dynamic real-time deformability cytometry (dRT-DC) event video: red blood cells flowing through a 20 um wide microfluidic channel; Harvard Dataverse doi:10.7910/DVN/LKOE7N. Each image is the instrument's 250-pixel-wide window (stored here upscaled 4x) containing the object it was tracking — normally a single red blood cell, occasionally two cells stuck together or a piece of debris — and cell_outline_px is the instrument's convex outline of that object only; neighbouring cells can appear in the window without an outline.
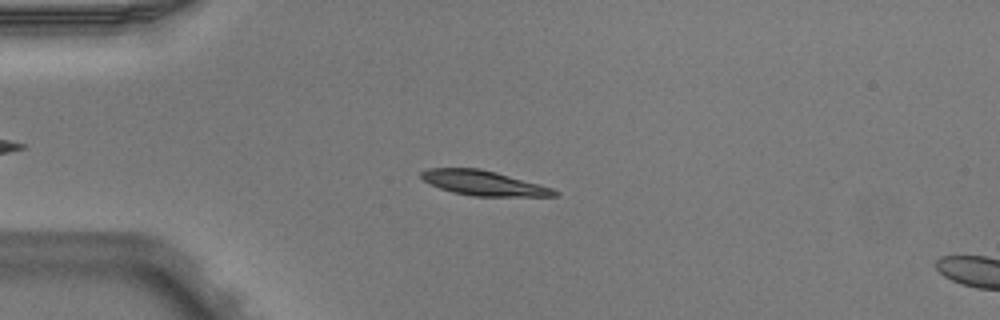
{"species": "Egyptian fruit bat (a non-hibernating species)", "species_latin": "Rousettus aegyptiacus", "temperature_condition": "warm", "stored_images_in_passage": 4, "camera_frame_rate_fps": 3000, "um_per_image_px": 0.085, "animal": {"sex": "male"}, "frame": {"image": 1, "passage_image": 3, "time_ms": 0.667, "image_size_px": [1000, 320], "cell_outline_px": [[560, 192], [556, 196], [472, 196], [452, 192], [440, 188], [424, 180], [420, 176], [420, 172], [428, 168], [480, 168], [496, 172], [552, 188]], "centroid_in_image_um": [41.09, 15.56], "position_along_channel_um": 43.9, "area_um2": 19.07}}